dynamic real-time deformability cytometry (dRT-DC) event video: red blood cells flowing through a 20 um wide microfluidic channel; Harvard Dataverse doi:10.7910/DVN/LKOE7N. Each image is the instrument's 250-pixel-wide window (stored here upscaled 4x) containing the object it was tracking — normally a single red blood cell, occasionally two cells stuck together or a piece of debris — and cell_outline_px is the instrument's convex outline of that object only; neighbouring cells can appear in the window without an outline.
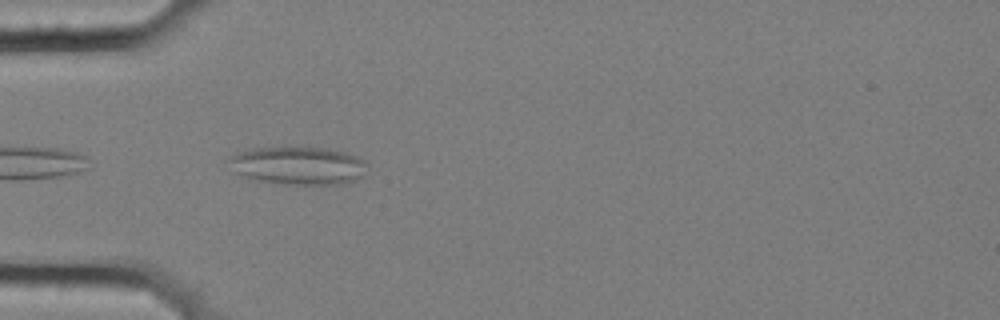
{"species": "common noctule bat (a hibernating species)", "species_latin": "Nyctalus noctula", "temperature_condition": "cold", "stored_images_in_passage": 2, "camera_frame_rate_fps": 3000, "um_per_image_px": 0.085, "animal": {"sex": "female", "body_mass_g": 25.1}, "frame": {"image": 1, "passage_image": 2, "time_ms": 0.333, "image_size_px": [1000, 320], "cell_outline_px": [[368, 164], [360, 176], [356, 180], [344, 184], [276, 184], [244, 176], [236, 172], [224, 160], [240, 152], [256, 148], [328, 148], [344, 152], [364, 160]], "centroid_in_image_um": [25.34, 14.09], "position_along_channel_um": 59.7, "area_um2": 30.29}}